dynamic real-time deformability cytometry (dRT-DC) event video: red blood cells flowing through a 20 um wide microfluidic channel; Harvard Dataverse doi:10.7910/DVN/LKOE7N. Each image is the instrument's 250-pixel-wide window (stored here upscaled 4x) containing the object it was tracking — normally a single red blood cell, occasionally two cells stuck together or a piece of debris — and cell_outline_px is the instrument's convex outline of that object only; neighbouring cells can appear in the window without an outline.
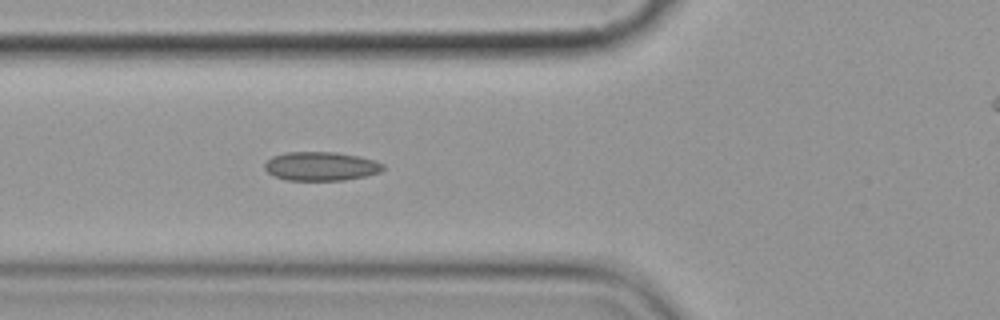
{"species": "common noctule bat (a hibernating species)", "species_latin": "Nyctalus noctula", "temperature_condition": "cold", "stored_images_in_passage": 8, "segment_of_instrument_passage": [1, 2], "camera_frame_rate_fps": 3000, "um_per_image_px": 0.085, "animal": {"sex": "female", "body_mass_g": 19.9}, "frame": {"image": 1, "passage_image": 7, "time_ms": 7.0, "image_size_px": [1000, 320], "cell_outline_px": [[384, 168], [380, 172], [364, 176], [344, 180], [288, 180], [272, 176], [264, 168], [264, 164], [272, 156], [284, 152], [336, 152], [360, 156], [384, 164]], "centroid_in_image_um": [27.25, 14.12], "position_along_channel_um": 98.5, "area_um2": 19.94}}